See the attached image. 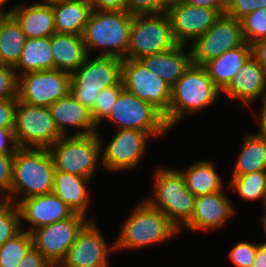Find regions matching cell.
<instances>
[{"instance_id": "52a82bcc", "label": "cell", "mask_w": 266, "mask_h": 267, "mask_svg": "<svg viewBox=\"0 0 266 267\" xmlns=\"http://www.w3.org/2000/svg\"><path fill=\"white\" fill-rule=\"evenodd\" d=\"M49 150L55 170L89 179L93 178L99 163H102L98 132L89 135L62 136Z\"/></svg>"}, {"instance_id": "f1b7e54d", "label": "cell", "mask_w": 266, "mask_h": 267, "mask_svg": "<svg viewBox=\"0 0 266 267\" xmlns=\"http://www.w3.org/2000/svg\"><path fill=\"white\" fill-rule=\"evenodd\" d=\"M209 160H200L181 171L187 189L195 196L212 194L223 190L222 179Z\"/></svg>"}, {"instance_id": "836d02e7", "label": "cell", "mask_w": 266, "mask_h": 267, "mask_svg": "<svg viewBox=\"0 0 266 267\" xmlns=\"http://www.w3.org/2000/svg\"><path fill=\"white\" fill-rule=\"evenodd\" d=\"M0 246L18 234L21 228L20 213L11 199L0 197Z\"/></svg>"}, {"instance_id": "f35d334b", "label": "cell", "mask_w": 266, "mask_h": 267, "mask_svg": "<svg viewBox=\"0 0 266 267\" xmlns=\"http://www.w3.org/2000/svg\"><path fill=\"white\" fill-rule=\"evenodd\" d=\"M257 252V243L242 241L230 250L229 259L235 267H251Z\"/></svg>"}, {"instance_id": "db71d44e", "label": "cell", "mask_w": 266, "mask_h": 267, "mask_svg": "<svg viewBox=\"0 0 266 267\" xmlns=\"http://www.w3.org/2000/svg\"><path fill=\"white\" fill-rule=\"evenodd\" d=\"M6 2L8 3V0H0V10L5 11L3 10V6Z\"/></svg>"}, {"instance_id": "4fadbf2b", "label": "cell", "mask_w": 266, "mask_h": 267, "mask_svg": "<svg viewBox=\"0 0 266 267\" xmlns=\"http://www.w3.org/2000/svg\"><path fill=\"white\" fill-rule=\"evenodd\" d=\"M71 73L53 69L28 72L19 76L18 99L49 107L70 92Z\"/></svg>"}, {"instance_id": "c3c4849f", "label": "cell", "mask_w": 266, "mask_h": 267, "mask_svg": "<svg viewBox=\"0 0 266 267\" xmlns=\"http://www.w3.org/2000/svg\"><path fill=\"white\" fill-rule=\"evenodd\" d=\"M190 5L204 8H225L226 0H185Z\"/></svg>"}, {"instance_id": "9c48e42d", "label": "cell", "mask_w": 266, "mask_h": 267, "mask_svg": "<svg viewBox=\"0 0 266 267\" xmlns=\"http://www.w3.org/2000/svg\"><path fill=\"white\" fill-rule=\"evenodd\" d=\"M104 120L115 123L118 129H137L153 138L165 136L170 129L158 109L126 90L120 93Z\"/></svg>"}, {"instance_id": "816d5d0a", "label": "cell", "mask_w": 266, "mask_h": 267, "mask_svg": "<svg viewBox=\"0 0 266 267\" xmlns=\"http://www.w3.org/2000/svg\"><path fill=\"white\" fill-rule=\"evenodd\" d=\"M66 1H71V0H43L42 2H39V3L53 6L55 4L63 3V2H66Z\"/></svg>"}, {"instance_id": "4dcf8cb0", "label": "cell", "mask_w": 266, "mask_h": 267, "mask_svg": "<svg viewBox=\"0 0 266 267\" xmlns=\"http://www.w3.org/2000/svg\"><path fill=\"white\" fill-rule=\"evenodd\" d=\"M242 145L232 175L266 170V137L256 133L247 134L244 136Z\"/></svg>"}, {"instance_id": "f546056e", "label": "cell", "mask_w": 266, "mask_h": 267, "mask_svg": "<svg viewBox=\"0 0 266 267\" xmlns=\"http://www.w3.org/2000/svg\"><path fill=\"white\" fill-rule=\"evenodd\" d=\"M26 35L8 12L0 16V64L15 66L20 59Z\"/></svg>"}, {"instance_id": "277c9868", "label": "cell", "mask_w": 266, "mask_h": 267, "mask_svg": "<svg viewBox=\"0 0 266 267\" xmlns=\"http://www.w3.org/2000/svg\"><path fill=\"white\" fill-rule=\"evenodd\" d=\"M180 231L160 210L146 200L140 201L125 219L120 236H117L115 250H134L162 243Z\"/></svg>"}, {"instance_id": "d6986e66", "label": "cell", "mask_w": 266, "mask_h": 267, "mask_svg": "<svg viewBox=\"0 0 266 267\" xmlns=\"http://www.w3.org/2000/svg\"><path fill=\"white\" fill-rule=\"evenodd\" d=\"M224 192L221 190L195 198L193 215L184 226L187 231L193 233L198 230H215L225 225L227 220L236 212L233 203Z\"/></svg>"}, {"instance_id": "bcb514c9", "label": "cell", "mask_w": 266, "mask_h": 267, "mask_svg": "<svg viewBox=\"0 0 266 267\" xmlns=\"http://www.w3.org/2000/svg\"><path fill=\"white\" fill-rule=\"evenodd\" d=\"M251 46H252V56L264 69L266 75V38L254 42L253 44H251Z\"/></svg>"}, {"instance_id": "b9f144b4", "label": "cell", "mask_w": 266, "mask_h": 267, "mask_svg": "<svg viewBox=\"0 0 266 267\" xmlns=\"http://www.w3.org/2000/svg\"><path fill=\"white\" fill-rule=\"evenodd\" d=\"M18 99H0V128L14 129Z\"/></svg>"}, {"instance_id": "8d00e7d4", "label": "cell", "mask_w": 266, "mask_h": 267, "mask_svg": "<svg viewBox=\"0 0 266 267\" xmlns=\"http://www.w3.org/2000/svg\"><path fill=\"white\" fill-rule=\"evenodd\" d=\"M18 85L14 66L0 64V99H18Z\"/></svg>"}, {"instance_id": "f907efd6", "label": "cell", "mask_w": 266, "mask_h": 267, "mask_svg": "<svg viewBox=\"0 0 266 267\" xmlns=\"http://www.w3.org/2000/svg\"><path fill=\"white\" fill-rule=\"evenodd\" d=\"M185 0H161L163 6L167 9L169 6L177 4Z\"/></svg>"}, {"instance_id": "484cf974", "label": "cell", "mask_w": 266, "mask_h": 267, "mask_svg": "<svg viewBox=\"0 0 266 267\" xmlns=\"http://www.w3.org/2000/svg\"><path fill=\"white\" fill-rule=\"evenodd\" d=\"M54 69L69 73L77 70L88 56L82 35L54 33L51 35Z\"/></svg>"}, {"instance_id": "30bf717a", "label": "cell", "mask_w": 266, "mask_h": 267, "mask_svg": "<svg viewBox=\"0 0 266 267\" xmlns=\"http://www.w3.org/2000/svg\"><path fill=\"white\" fill-rule=\"evenodd\" d=\"M15 139L19 148H50L63 135L47 107L17 100Z\"/></svg>"}, {"instance_id": "e0dca14e", "label": "cell", "mask_w": 266, "mask_h": 267, "mask_svg": "<svg viewBox=\"0 0 266 267\" xmlns=\"http://www.w3.org/2000/svg\"><path fill=\"white\" fill-rule=\"evenodd\" d=\"M225 8H204L188 4L185 1L171 5L166 9L169 16L174 40L186 45L201 37L224 14Z\"/></svg>"}, {"instance_id": "1f68e13d", "label": "cell", "mask_w": 266, "mask_h": 267, "mask_svg": "<svg viewBox=\"0 0 266 267\" xmlns=\"http://www.w3.org/2000/svg\"><path fill=\"white\" fill-rule=\"evenodd\" d=\"M230 179L228 190H236L247 201L262 199L264 206L266 205V170L231 175Z\"/></svg>"}, {"instance_id": "3957f363", "label": "cell", "mask_w": 266, "mask_h": 267, "mask_svg": "<svg viewBox=\"0 0 266 267\" xmlns=\"http://www.w3.org/2000/svg\"><path fill=\"white\" fill-rule=\"evenodd\" d=\"M220 92L204 66L191 64L171 87L170 107L164 116L167 126L171 129L184 115L211 106L220 96Z\"/></svg>"}, {"instance_id": "f6af8a7d", "label": "cell", "mask_w": 266, "mask_h": 267, "mask_svg": "<svg viewBox=\"0 0 266 267\" xmlns=\"http://www.w3.org/2000/svg\"><path fill=\"white\" fill-rule=\"evenodd\" d=\"M92 10H126L125 0H88Z\"/></svg>"}, {"instance_id": "7c38bea8", "label": "cell", "mask_w": 266, "mask_h": 267, "mask_svg": "<svg viewBox=\"0 0 266 267\" xmlns=\"http://www.w3.org/2000/svg\"><path fill=\"white\" fill-rule=\"evenodd\" d=\"M121 81L124 90L152 104L164 116L170 107L171 87L139 60L123 59Z\"/></svg>"}, {"instance_id": "cb8c5ba5", "label": "cell", "mask_w": 266, "mask_h": 267, "mask_svg": "<svg viewBox=\"0 0 266 267\" xmlns=\"http://www.w3.org/2000/svg\"><path fill=\"white\" fill-rule=\"evenodd\" d=\"M90 180L89 178L55 170L52 192L74 213L87 217V208L91 200L87 187Z\"/></svg>"}, {"instance_id": "d6a6232c", "label": "cell", "mask_w": 266, "mask_h": 267, "mask_svg": "<svg viewBox=\"0 0 266 267\" xmlns=\"http://www.w3.org/2000/svg\"><path fill=\"white\" fill-rule=\"evenodd\" d=\"M22 230L0 246V267H17L33 246L32 234Z\"/></svg>"}, {"instance_id": "d4e9b609", "label": "cell", "mask_w": 266, "mask_h": 267, "mask_svg": "<svg viewBox=\"0 0 266 267\" xmlns=\"http://www.w3.org/2000/svg\"><path fill=\"white\" fill-rule=\"evenodd\" d=\"M251 56L252 46L244 42L207 62L204 67L210 79L222 91Z\"/></svg>"}, {"instance_id": "83f0119b", "label": "cell", "mask_w": 266, "mask_h": 267, "mask_svg": "<svg viewBox=\"0 0 266 267\" xmlns=\"http://www.w3.org/2000/svg\"><path fill=\"white\" fill-rule=\"evenodd\" d=\"M56 33L82 35L91 5L88 0H71L53 5Z\"/></svg>"}, {"instance_id": "6da1fadb", "label": "cell", "mask_w": 266, "mask_h": 267, "mask_svg": "<svg viewBox=\"0 0 266 267\" xmlns=\"http://www.w3.org/2000/svg\"><path fill=\"white\" fill-rule=\"evenodd\" d=\"M54 173L49 148H19L14 154L13 179L6 197L17 204L31 196L52 193Z\"/></svg>"}, {"instance_id": "ba28073f", "label": "cell", "mask_w": 266, "mask_h": 267, "mask_svg": "<svg viewBox=\"0 0 266 267\" xmlns=\"http://www.w3.org/2000/svg\"><path fill=\"white\" fill-rule=\"evenodd\" d=\"M177 44L171 22L165 12L134 15L126 59L139 60L146 55L165 52Z\"/></svg>"}, {"instance_id": "5bb4252c", "label": "cell", "mask_w": 266, "mask_h": 267, "mask_svg": "<svg viewBox=\"0 0 266 267\" xmlns=\"http://www.w3.org/2000/svg\"><path fill=\"white\" fill-rule=\"evenodd\" d=\"M89 221L85 216L74 213L67 219L40 227L31 233L33 246L57 267Z\"/></svg>"}, {"instance_id": "60d3db41", "label": "cell", "mask_w": 266, "mask_h": 267, "mask_svg": "<svg viewBox=\"0 0 266 267\" xmlns=\"http://www.w3.org/2000/svg\"><path fill=\"white\" fill-rule=\"evenodd\" d=\"M13 160L14 154H4L0 152V195L4 194V197L9 194L12 184Z\"/></svg>"}, {"instance_id": "7a4b0ae2", "label": "cell", "mask_w": 266, "mask_h": 267, "mask_svg": "<svg viewBox=\"0 0 266 267\" xmlns=\"http://www.w3.org/2000/svg\"><path fill=\"white\" fill-rule=\"evenodd\" d=\"M133 18L126 10H92L82 34L87 54L101 48L98 56L126 59Z\"/></svg>"}, {"instance_id": "ab89813d", "label": "cell", "mask_w": 266, "mask_h": 267, "mask_svg": "<svg viewBox=\"0 0 266 267\" xmlns=\"http://www.w3.org/2000/svg\"><path fill=\"white\" fill-rule=\"evenodd\" d=\"M126 11L132 15L155 14L166 11L161 0H125Z\"/></svg>"}, {"instance_id": "4316f807", "label": "cell", "mask_w": 266, "mask_h": 267, "mask_svg": "<svg viewBox=\"0 0 266 267\" xmlns=\"http://www.w3.org/2000/svg\"><path fill=\"white\" fill-rule=\"evenodd\" d=\"M14 68L18 77L28 72L53 70L51 36L27 38L20 59Z\"/></svg>"}, {"instance_id": "7bdbcfd3", "label": "cell", "mask_w": 266, "mask_h": 267, "mask_svg": "<svg viewBox=\"0 0 266 267\" xmlns=\"http://www.w3.org/2000/svg\"><path fill=\"white\" fill-rule=\"evenodd\" d=\"M17 267H55L34 246L25 254Z\"/></svg>"}, {"instance_id": "7402d4cb", "label": "cell", "mask_w": 266, "mask_h": 267, "mask_svg": "<svg viewBox=\"0 0 266 267\" xmlns=\"http://www.w3.org/2000/svg\"><path fill=\"white\" fill-rule=\"evenodd\" d=\"M185 47L178 44L165 52L143 56L139 61L172 87L192 64L190 49L185 52Z\"/></svg>"}, {"instance_id": "74e56055", "label": "cell", "mask_w": 266, "mask_h": 267, "mask_svg": "<svg viewBox=\"0 0 266 267\" xmlns=\"http://www.w3.org/2000/svg\"><path fill=\"white\" fill-rule=\"evenodd\" d=\"M266 7V0H226L224 13L241 20L247 14Z\"/></svg>"}, {"instance_id": "603a6c76", "label": "cell", "mask_w": 266, "mask_h": 267, "mask_svg": "<svg viewBox=\"0 0 266 267\" xmlns=\"http://www.w3.org/2000/svg\"><path fill=\"white\" fill-rule=\"evenodd\" d=\"M8 11L19 23L26 38H43L56 33L53 6L36 3L14 5Z\"/></svg>"}, {"instance_id": "ee69618b", "label": "cell", "mask_w": 266, "mask_h": 267, "mask_svg": "<svg viewBox=\"0 0 266 267\" xmlns=\"http://www.w3.org/2000/svg\"><path fill=\"white\" fill-rule=\"evenodd\" d=\"M18 149L14 129L0 128V152L4 154H15Z\"/></svg>"}, {"instance_id": "7dc6e473", "label": "cell", "mask_w": 266, "mask_h": 267, "mask_svg": "<svg viewBox=\"0 0 266 267\" xmlns=\"http://www.w3.org/2000/svg\"><path fill=\"white\" fill-rule=\"evenodd\" d=\"M260 109L258 113V133L256 134L266 137V94L261 98Z\"/></svg>"}, {"instance_id": "681fc988", "label": "cell", "mask_w": 266, "mask_h": 267, "mask_svg": "<svg viewBox=\"0 0 266 267\" xmlns=\"http://www.w3.org/2000/svg\"><path fill=\"white\" fill-rule=\"evenodd\" d=\"M251 267H266V242L257 243V252Z\"/></svg>"}, {"instance_id": "8fae6325", "label": "cell", "mask_w": 266, "mask_h": 267, "mask_svg": "<svg viewBox=\"0 0 266 267\" xmlns=\"http://www.w3.org/2000/svg\"><path fill=\"white\" fill-rule=\"evenodd\" d=\"M244 42L241 21L225 13L221 14L201 37L192 42L190 46L192 64L204 66Z\"/></svg>"}, {"instance_id": "e575fe53", "label": "cell", "mask_w": 266, "mask_h": 267, "mask_svg": "<svg viewBox=\"0 0 266 267\" xmlns=\"http://www.w3.org/2000/svg\"><path fill=\"white\" fill-rule=\"evenodd\" d=\"M240 21L244 41L248 44L266 38V7L247 14Z\"/></svg>"}, {"instance_id": "5b68a950", "label": "cell", "mask_w": 266, "mask_h": 267, "mask_svg": "<svg viewBox=\"0 0 266 267\" xmlns=\"http://www.w3.org/2000/svg\"><path fill=\"white\" fill-rule=\"evenodd\" d=\"M154 176V199L145 200L181 231L193 215L196 197L187 189L180 170L159 168Z\"/></svg>"}, {"instance_id": "8992f818", "label": "cell", "mask_w": 266, "mask_h": 267, "mask_svg": "<svg viewBox=\"0 0 266 267\" xmlns=\"http://www.w3.org/2000/svg\"><path fill=\"white\" fill-rule=\"evenodd\" d=\"M122 60L116 57L88 55L71 73L70 93L89 111L94 108L101 90L121 81Z\"/></svg>"}, {"instance_id": "d590c367", "label": "cell", "mask_w": 266, "mask_h": 267, "mask_svg": "<svg viewBox=\"0 0 266 267\" xmlns=\"http://www.w3.org/2000/svg\"><path fill=\"white\" fill-rule=\"evenodd\" d=\"M123 90L124 87L122 81H120L117 85L100 91L95 101L94 108L90 111L92 120L97 127L101 126L102 120L109 115L112 106Z\"/></svg>"}, {"instance_id": "44dd1931", "label": "cell", "mask_w": 266, "mask_h": 267, "mask_svg": "<svg viewBox=\"0 0 266 267\" xmlns=\"http://www.w3.org/2000/svg\"><path fill=\"white\" fill-rule=\"evenodd\" d=\"M241 102L242 108L266 94V75L257 60L251 56L231 82L221 91Z\"/></svg>"}, {"instance_id": "9a60e30c", "label": "cell", "mask_w": 266, "mask_h": 267, "mask_svg": "<svg viewBox=\"0 0 266 267\" xmlns=\"http://www.w3.org/2000/svg\"><path fill=\"white\" fill-rule=\"evenodd\" d=\"M98 136L101 140V164L105 169L115 172L136 168L151 137L147 132L137 129H118L104 148L100 133Z\"/></svg>"}, {"instance_id": "f5cc1de1", "label": "cell", "mask_w": 266, "mask_h": 267, "mask_svg": "<svg viewBox=\"0 0 266 267\" xmlns=\"http://www.w3.org/2000/svg\"><path fill=\"white\" fill-rule=\"evenodd\" d=\"M265 208H266V205H265ZM263 219L261 220V222H262V226H263V231H264V236L266 237V214L265 215H263V217H262Z\"/></svg>"}, {"instance_id": "2e32d148", "label": "cell", "mask_w": 266, "mask_h": 267, "mask_svg": "<svg viewBox=\"0 0 266 267\" xmlns=\"http://www.w3.org/2000/svg\"><path fill=\"white\" fill-rule=\"evenodd\" d=\"M107 243L92 218L57 267H109V252L115 250V243Z\"/></svg>"}, {"instance_id": "11a10c76", "label": "cell", "mask_w": 266, "mask_h": 267, "mask_svg": "<svg viewBox=\"0 0 266 267\" xmlns=\"http://www.w3.org/2000/svg\"><path fill=\"white\" fill-rule=\"evenodd\" d=\"M4 12H5V11L0 10V16H1Z\"/></svg>"}, {"instance_id": "ac0fdd59", "label": "cell", "mask_w": 266, "mask_h": 267, "mask_svg": "<svg viewBox=\"0 0 266 267\" xmlns=\"http://www.w3.org/2000/svg\"><path fill=\"white\" fill-rule=\"evenodd\" d=\"M22 222H28L29 233L54 222L71 217L74 212L53 192L31 196L17 203Z\"/></svg>"}, {"instance_id": "ffe728a7", "label": "cell", "mask_w": 266, "mask_h": 267, "mask_svg": "<svg viewBox=\"0 0 266 267\" xmlns=\"http://www.w3.org/2000/svg\"><path fill=\"white\" fill-rule=\"evenodd\" d=\"M48 109L58 131L63 136L68 135L66 131L69 126L77 129L75 133L70 135H89L99 132L98 127L92 120L91 112L70 92L51 104Z\"/></svg>"}]
</instances>
